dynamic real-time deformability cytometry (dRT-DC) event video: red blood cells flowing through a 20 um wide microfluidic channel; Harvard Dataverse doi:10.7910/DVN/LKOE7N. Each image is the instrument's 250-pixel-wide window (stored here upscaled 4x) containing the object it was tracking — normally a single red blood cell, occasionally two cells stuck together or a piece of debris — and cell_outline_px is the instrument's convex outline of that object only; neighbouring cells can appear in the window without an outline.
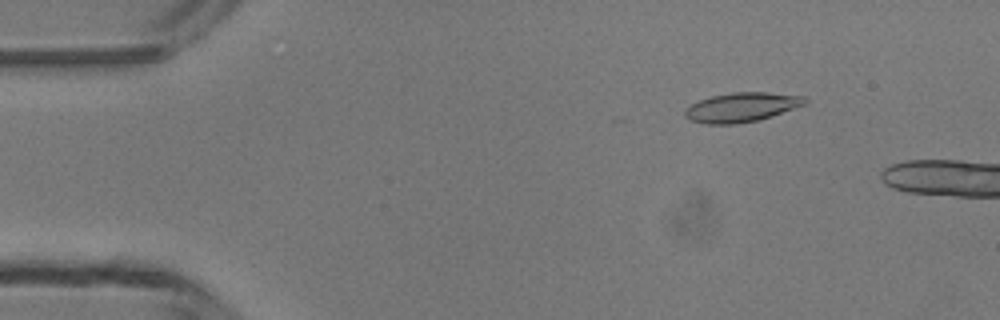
{"species": "common noctule bat (a hibernating species)", "species_latin": "Nyctalus noctula", "temperature_condition": "room temperature", "stored_images_in_passage": 4, "camera_frame_rate_fps": 3000, "um_per_image_px": 0.085, "animal": {"sex": "male", "body_mass_g": 13.3}, "frame": {"image": 1, "passage_image": 2, "time_ms": 1.0, "image_size_px": [1000, 320], "cell_outline_px": [[808, 100], [804, 104], [772, 116], [760, 120], [736, 124], [704, 124], [692, 120], [684, 116], [684, 108], [700, 100], [712, 96], [732, 92], [768, 92], [804, 96]], "centroid_in_image_um": [63.02, 9.12], "position_along_channel_um": 22.0, "area_um2": 20.52}}